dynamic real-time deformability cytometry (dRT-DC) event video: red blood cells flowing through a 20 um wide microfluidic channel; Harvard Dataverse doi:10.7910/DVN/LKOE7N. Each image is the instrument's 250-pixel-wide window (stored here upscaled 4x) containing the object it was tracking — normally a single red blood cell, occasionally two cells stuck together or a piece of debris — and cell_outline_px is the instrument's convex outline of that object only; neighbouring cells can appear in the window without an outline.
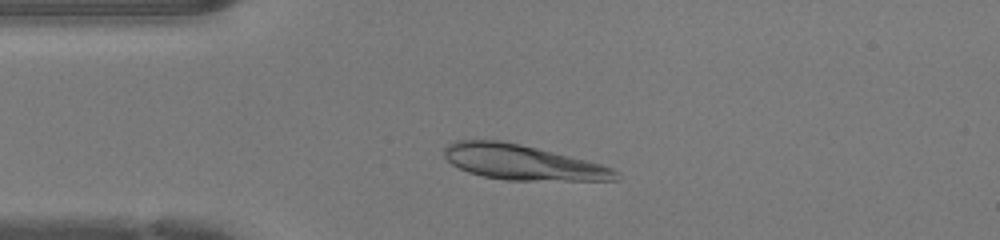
{"species": "human", "species_latin": "Homo sapiens", "temperature_condition": "warm", "stored_images_in_passage": 45, "camera_frame_rate_fps": 3000, "um_per_image_px": 0.085, "donor": {"sex": "female"}, "frame": {"image": 1, "passage_image": 9, "time_ms": 2.667, "image_size_px": [1000, 240], "cell_outline_px": [[620, 180], [504, 180], [484, 176], [468, 172], [452, 164], [444, 156], [444, 148], [448, 144], [456, 140], [500, 140], [520, 144], [588, 160], [612, 168], [620, 176]], "centroid_in_image_um": [44.4, 13.8], "position_along_channel_um": 40.6, "area_um2": 34.85}}
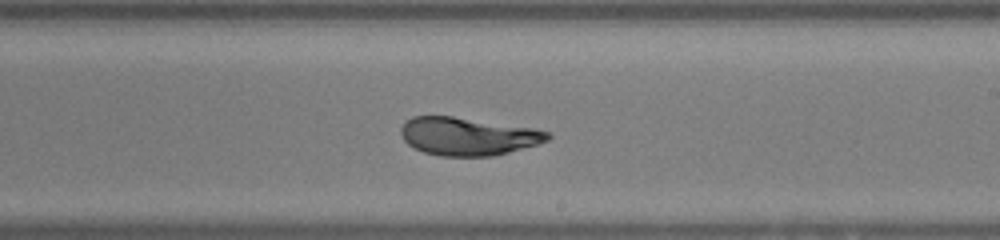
{"frame": {"image": 2, "passage_image": 25, "time_ms": 8.0, "image_size_px": [1000, 240], "cell_outline_px": [[552, 136], [548, 140], [536, 144], [508, 152], [492, 156], [440, 156], [424, 152], [408, 144], [404, 140], [400, 132], [400, 128], [412, 116], [452, 116], [536, 128], [552, 132]], "centroid_in_image_um": [39.79, 11.58], "position_along_channel_um": 249.2, "area_um2": 32.43}}
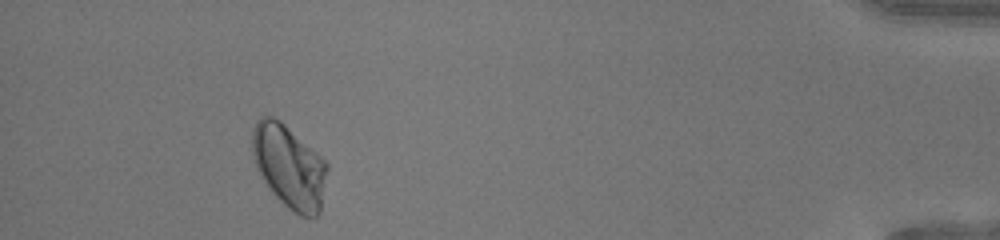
{"frame": {"image": 3, "passage_image": 41, "time_ms": 13.333, "image_size_px": [1000, 240], "cell_outline_px": [[328, 168], [320, 212], [316, 216], [300, 216], [292, 212], [272, 192], [260, 176], [252, 152], [252, 132], [256, 120], [260, 116], [272, 116], [280, 120], [316, 152], [328, 164]], "centroid_in_image_um": [24.57, 14.15], "position_along_channel_um": 410.6, "area_um2": 36.13}, "authors_computed_cell_mechanics": {"area_um2": 34.3332, "velocity_mm_per_s": 4.2921, "shape_relaxation_time_tau1_ms": 4.6837, "shape_relaxation_time_tau2_ms": null, "deformation_change_tau1": 0.2128, "deformation_change_tau2": null}}